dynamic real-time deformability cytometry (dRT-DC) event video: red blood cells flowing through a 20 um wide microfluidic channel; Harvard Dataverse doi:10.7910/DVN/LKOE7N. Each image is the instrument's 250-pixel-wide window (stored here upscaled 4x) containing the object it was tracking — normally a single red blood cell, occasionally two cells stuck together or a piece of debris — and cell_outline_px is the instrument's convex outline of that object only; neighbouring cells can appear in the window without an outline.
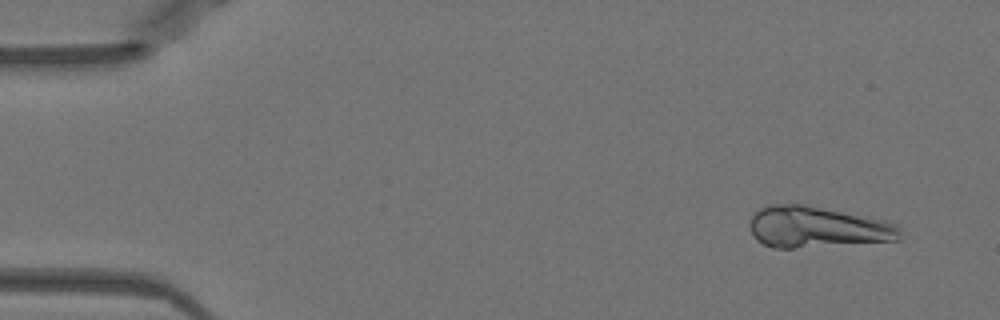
{"species": "Egyptian fruit bat (a non-hibernating species)", "species_latin": "Rousettus aegyptiacus", "temperature_condition": "warm", "stored_images_in_passage": 51, "camera_frame_rate_fps": 3000, "um_per_image_px": 0.085, "animal": {"sex": "female"}, "frame": {"image": 1, "passage_image": 4, "time_ms": 1.0, "image_size_px": [1000, 320], "cell_outline_px": [[900, 240], [792, 248], [772, 248], [756, 240], [752, 232], [752, 216], [760, 208], [772, 204], [804, 204], [884, 220], [896, 224], [900, 228]], "centroid_in_image_um": [69.47, 19.31], "position_along_channel_um": 15.5, "area_um2": 35.66}}
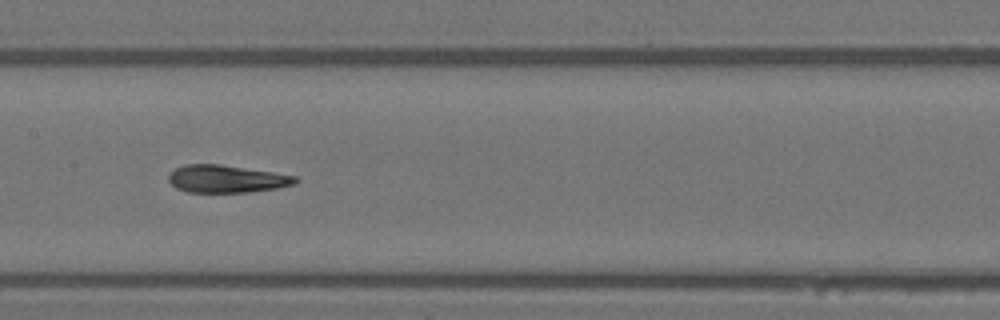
{"frame": {"image": 2, "passage_image": 26, "time_ms": 8.333, "image_size_px": [1000, 320], "cell_outline_px": [[300, 180], [296, 184], [276, 188], [248, 192], [188, 192], [176, 188], [168, 180], [168, 176], [176, 168], [184, 164], [220, 164], [272, 172], [296, 176]], "centroid_in_image_um": [19.27, 15.2], "position_along_channel_um": 188.1, "area_um2": 20.29}}
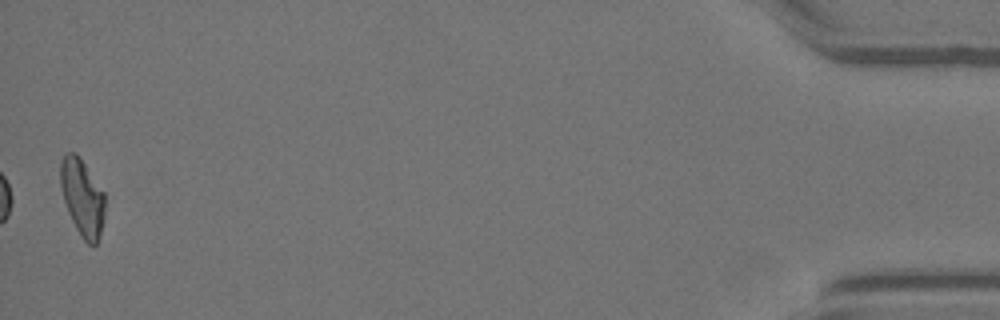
{"frame": {"image": 3, "passage_image": 51, "time_ms": 16.667, "image_size_px": [1000, 320], "cell_outline_px": [[104, 220], [96, 244], [88, 244], [80, 236], [68, 212], [64, 200], [60, 184], [60, 160], [64, 152], [76, 152], [80, 156], [104, 192]], "centroid_in_image_um": [6.98, 16.73], "position_along_channel_um": 428.2, "area_um2": 20.0}, "authors_computed_cell_mechanics": {"area_um2": 20.808, "velocity_mm_per_s": 3.9762, "shape_relaxation_time_tau1_ms": 7.9303, "shape_relaxation_time_tau2_ms": 1.9182, "deformation_change_tau1": 0.2764, "deformation_change_tau2": 0.0945}}